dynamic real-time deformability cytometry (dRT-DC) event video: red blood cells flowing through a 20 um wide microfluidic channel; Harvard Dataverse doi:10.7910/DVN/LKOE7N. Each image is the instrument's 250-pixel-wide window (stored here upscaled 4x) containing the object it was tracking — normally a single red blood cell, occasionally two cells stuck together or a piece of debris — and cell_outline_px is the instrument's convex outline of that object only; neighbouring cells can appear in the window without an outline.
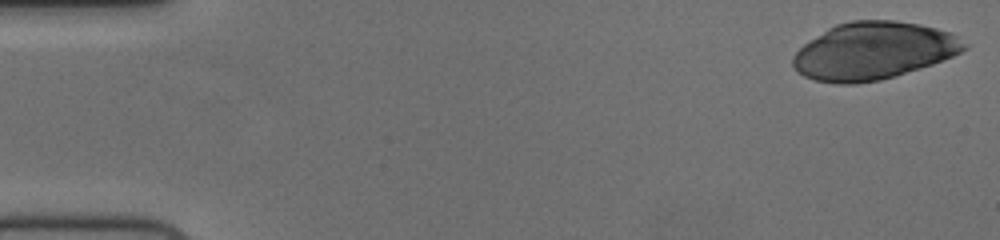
{"species": "human", "species_latin": "Homo sapiens", "temperature_condition": "cold", "stored_images_in_passage": 55, "camera_frame_rate_fps": 3000, "um_per_image_px": 0.085, "donor": {"sex": "female"}, "frame": {"image": 1, "passage_image": 1, "time_ms": 0.0, "image_size_px": [1000, 240], "cell_outline_px": [[968, 48], [952, 56], [932, 64], [880, 80], [856, 84], [836, 84], [816, 80], [804, 76], [792, 64], [792, 56], [804, 44], [828, 28], [836, 24], [852, 20], [896, 20], [920, 24], [952, 32], [968, 44]], "centroid_in_image_um": [74.26, 4.31], "position_along_channel_um": 10.7, "area_um2": 57.11}}